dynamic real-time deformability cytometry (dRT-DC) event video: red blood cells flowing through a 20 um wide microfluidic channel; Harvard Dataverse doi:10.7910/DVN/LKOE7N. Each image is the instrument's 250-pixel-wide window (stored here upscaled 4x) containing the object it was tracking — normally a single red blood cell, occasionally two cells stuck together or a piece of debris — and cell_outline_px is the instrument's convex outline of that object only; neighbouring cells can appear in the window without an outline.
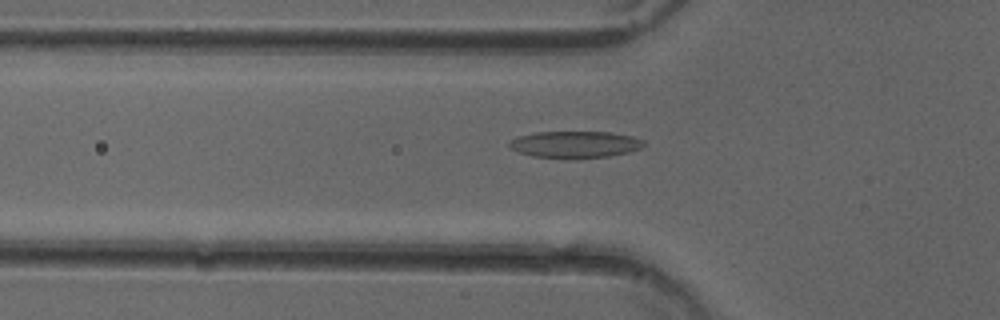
{"species": "common noctule bat (a hibernating species)", "species_latin": "Nyctalus noctula", "temperature_condition": "cold", "stored_images_in_passage": 46, "camera_frame_rate_fps": 3000, "um_per_image_px": 0.085, "animal": {"sex": "female"}, "frame": {"image": 1, "passage_image": 17, "time_ms": 5.333, "image_size_px": [1000, 320], "cell_outline_px": [[644, 144], [640, 148], [628, 152], [608, 156], [532, 156], [520, 152], [512, 148], [508, 144], [516, 136], [536, 132], [612, 132], [632, 136], [644, 140]], "centroid_in_image_um": [48.9, 12.23], "position_along_channel_um": 76.9, "area_um2": 20.11}}
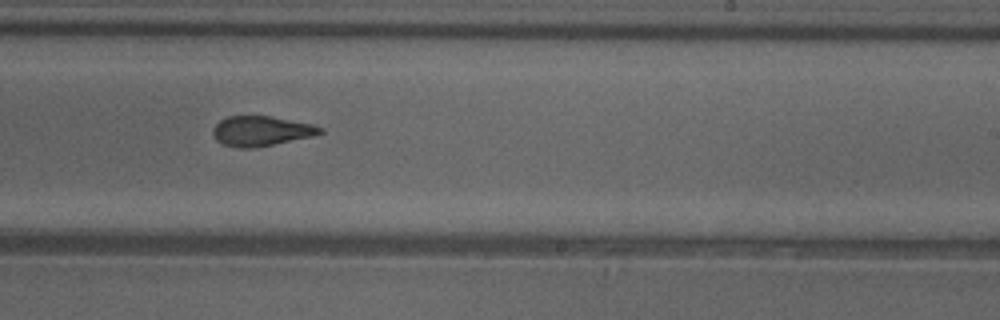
{"frame": {"image": 2, "passage_image": 31, "time_ms": 10.0, "image_size_px": [1000, 320], "cell_outline_px": [[324, 132], [312, 136], [252, 148], [240, 148], [220, 144], [212, 136], [212, 128], [220, 120], [228, 116], [272, 116], [312, 124], [324, 128]], "centroid_in_image_um": [22.16, 11.13], "position_along_channel_um": 266.8, "area_um2": 18.73}}
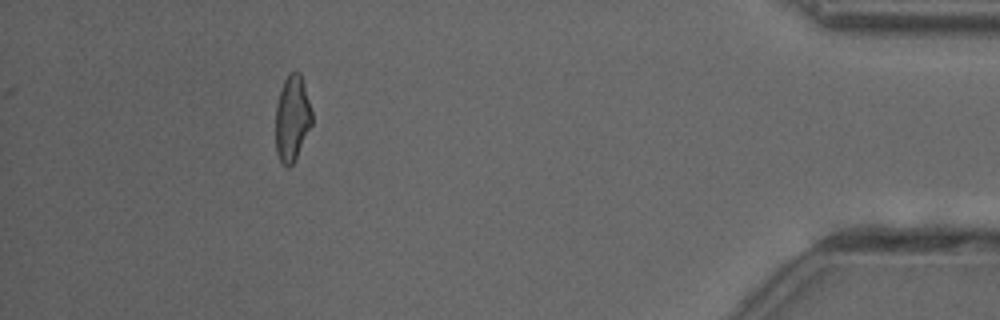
{"frame": {"image": 3, "passage_image": 46, "time_ms": 15.0, "image_size_px": [1000, 320], "cell_outline_px": [[312, 124], [292, 164], [288, 168], [280, 160], [276, 152], [276, 104], [284, 80], [288, 72], [300, 72], [304, 84], [312, 112]], "centroid_in_image_um": [24.83, 10.03], "position_along_channel_um": 410.4, "area_um2": 17.92}, "authors_computed_cell_mechanics": {"area_um2": 19.7098, "velocity_mm_per_s": 4.0482, "shape_relaxation_time_tau1_ms": 4.5228, "shape_relaxation_time_tau2_ms": 1.9783, "deformation_change_tau1": 0.1652, "deformation_change_tau2": 0.1081}}